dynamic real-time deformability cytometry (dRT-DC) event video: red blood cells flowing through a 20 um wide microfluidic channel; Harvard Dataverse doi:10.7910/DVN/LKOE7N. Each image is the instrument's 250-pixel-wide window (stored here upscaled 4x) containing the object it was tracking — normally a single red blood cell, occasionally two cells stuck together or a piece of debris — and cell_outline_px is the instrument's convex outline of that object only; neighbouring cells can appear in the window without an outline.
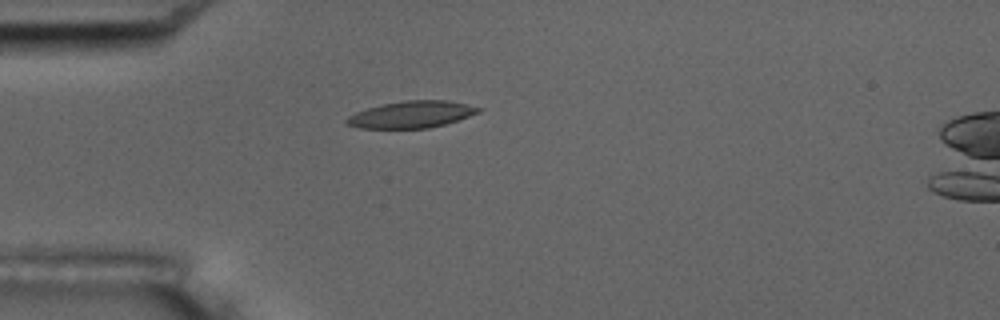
{"species": "common noctule bat (a hibernating species)", "species_latin": "Nyctalus noctula", "temperature_condition": "room temperature", "stored_images_in_passage": 4, "camera_frame_rate_fps": 3000, "um_per_image_px": 0.085, "animal": {"sex": "male", "body_mass_g": 17.5, "forearm_length_mm": 52.3}, "frame": {"image": 1, "passage_image": 3, "time_ms": 2.333, "image_size_px": [1000, 320], "cell_outline_px": [[484, 108], [480, 112], [444, 124], [428, 128], [360, 128], [348, 124], [344, 120], [348, 116], [356, 112], [368, 108], [384, 104], [404, 100], [448, 100]], "centroid_in_image_um": [34.99, 9.72], "position_along_channel_um": 50.0, "area_um2": 20.4}}